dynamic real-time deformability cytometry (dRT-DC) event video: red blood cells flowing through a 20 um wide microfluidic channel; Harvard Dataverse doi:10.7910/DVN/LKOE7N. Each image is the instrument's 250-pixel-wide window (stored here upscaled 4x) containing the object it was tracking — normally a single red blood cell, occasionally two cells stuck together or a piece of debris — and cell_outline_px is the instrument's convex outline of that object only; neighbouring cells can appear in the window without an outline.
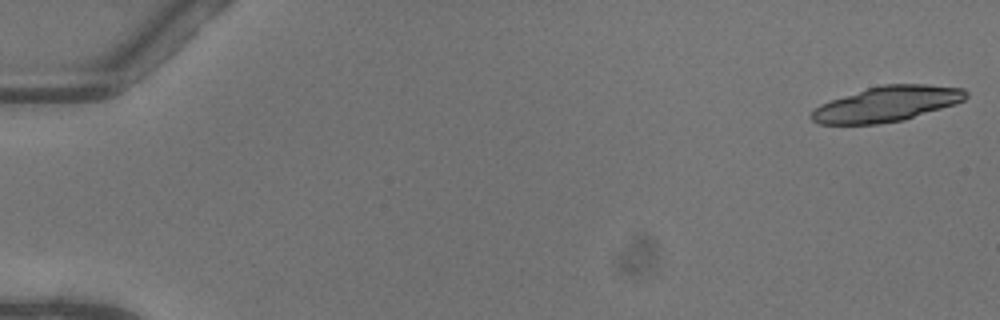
{"species": "common noctule bat (a hibernating species)", "species_latin": "Nyctalus noctula", "temperature_condition": "warm", "stored_images_in_passage": 13, "camera_frame_rate_fps": 3000, "um_per_image_px": 0.085, "animal": {"sex": "female"}, "frame": {"image": 1, "passage_image": 1, "time_ms": 0.0, "image_size_px": [1000, 320], "cell_outline_px": [[968, 96], [964, 100], [956, 104], [904, 120], [880, 124], [820, 124], [812, 120], [808, 116], [820, 104], [868, 88], [884, 84], [928, 84], [964, 88], [968, 92]], "centroid_in_image_um": [75.43, 8.84], "position_along_channel_um": 9.6, "area_um2": 31.73}}